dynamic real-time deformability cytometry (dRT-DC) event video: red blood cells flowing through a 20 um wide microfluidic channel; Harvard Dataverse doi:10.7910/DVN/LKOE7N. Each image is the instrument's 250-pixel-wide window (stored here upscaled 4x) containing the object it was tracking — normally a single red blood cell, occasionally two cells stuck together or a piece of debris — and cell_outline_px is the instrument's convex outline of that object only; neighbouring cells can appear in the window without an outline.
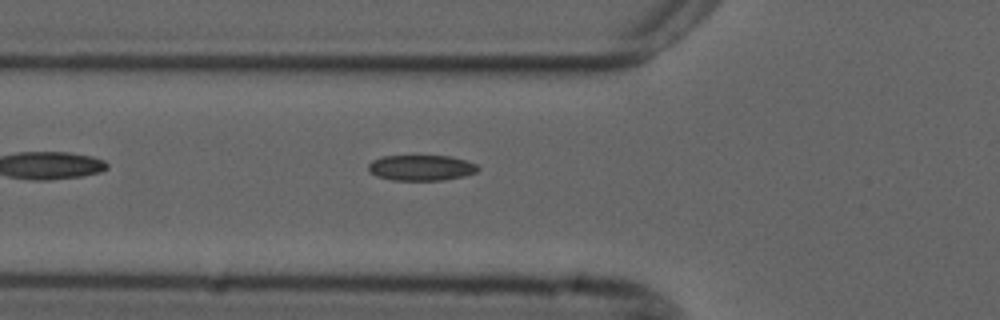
{"species": "common noctule bat (a hibernating species)", "species_latin": "Nyctalus noctula", "temperature_condition": "cold", "stored_images_in_passage": 33, "camera_frame_rate_fps": 3000, "um_per_image_px": 0.085, "animal": {"sex": "male", "forearm_length_mm": 52.5}, "frame": {"image": 1, "passage_image": 2, "time_ms": 0.333, "image_size_px": [1000, 320], "cell_outline_px": [[480, 168], [476, 172], [464, 176], [444, 180], [392, 180], [376, 176], [368, 168], [368, 164], [372, 160], [384, 156], [452, 156], [476, 164]], "centroid_in_image_um": [35.81, 14.26], "position_along_channel_um": 90.0, "area_um2": 16.3}}
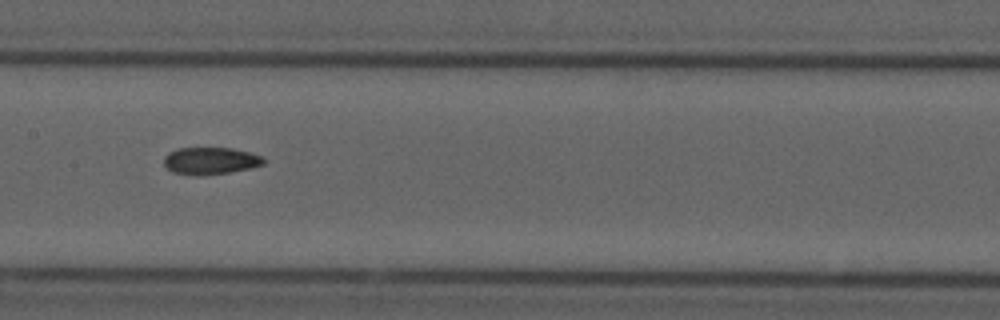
{"frame": {"image": 2, "passage_image": 10, "time_ms": 3.0, "image_size_px": [1000, 320], "cell_outline_px": [[264, 164], [248, 168], [228, 172], [200, 176], [192, 176], [172, 172], [164, 164], [164, 156], [168, 152], [180, 148], [232, 148], [248, 152], [260, 156], [264, 160]], "centroid_in_image_um": [17.83, 13.67], "position_along_channel_um": 189.6, "area_um2": 15.66}}
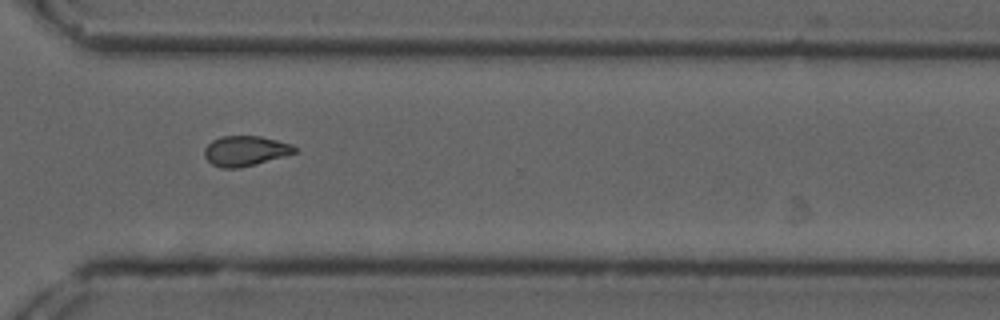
{"frame": {"image": 3, "passage_image": 23, "time_ms": 7.333, "image_size_px": [1000, 320], "cell_outline_px": [[300, 152], [256, 164], [240, 168], [220, 168], [212, 164], [204, 156], [204, 148], [212, 140], [220, 136], [260, 136], [292, 144], [300, 148]], "centroid_in_image_um": [20.9, 12.83], "position_along_channel_um": 349.7, "area_um2": 16.13}}